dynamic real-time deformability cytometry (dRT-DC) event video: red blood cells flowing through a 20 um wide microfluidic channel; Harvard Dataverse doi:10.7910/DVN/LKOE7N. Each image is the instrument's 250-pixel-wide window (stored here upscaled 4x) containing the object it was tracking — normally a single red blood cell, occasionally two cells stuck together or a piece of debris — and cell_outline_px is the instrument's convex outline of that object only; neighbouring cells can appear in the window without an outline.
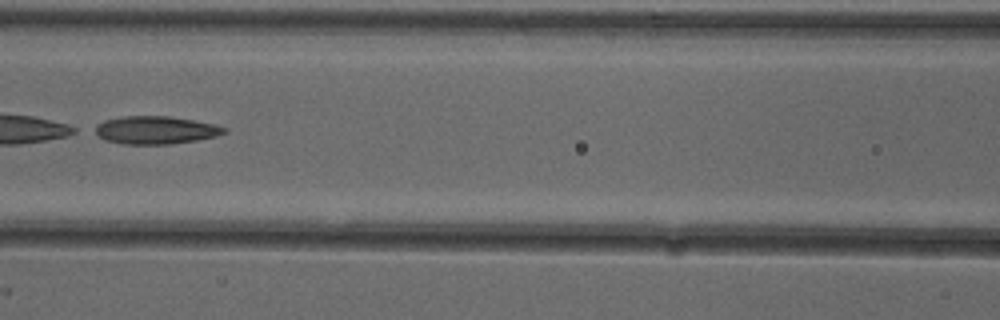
{"species": "common noctule bat (a hibernating species)", "species_latin": "Nyctalus noctula", "temperature_condition": "cold", "stored_images_in_passage": 6, "camera_frame_rate_fps": 3000, "um_per_image_px": 0.085, "animal": {"sex": "female"}, "frame": {"image": 1, "passage_image": 5, "time_ms": 1.333, "image_size_px": [1000, 320], "cell_outline_px": [[228, 132], [216, 136], [196, 140], [172, 144], [124, 144], [104, 140], [92, 132], [88, 128], [104, 120], [124, 116], [168, 116], [216, 124], [228, 128]], "centroid_in_image_um": [13.16, 11.06], "position_along_channel_um": 153.4, "area_um2": 21.39}}
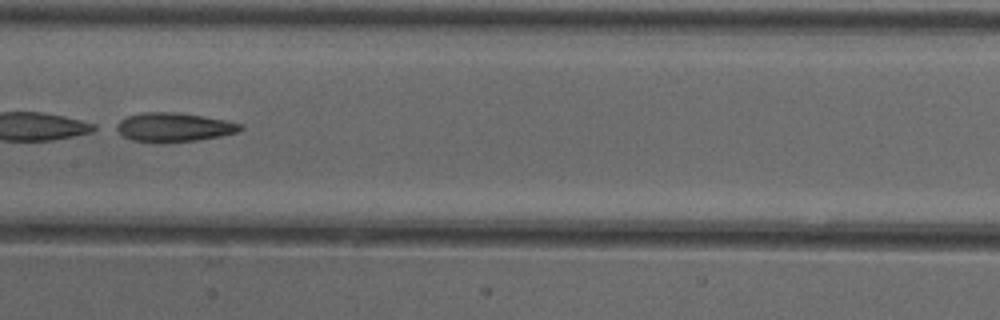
{"frame": {"image": 2, "passage_image": 6, "time_ms": 1.667, "image_size_px": [1000, 320], "cell_outline_px": [[244, 128], [236, 132], [220, 136], [196, 140], [164, 144], [132, 140], [124, 136], [112, 128], [112, 124], [128, 116], [144, 112], [176, 112], [224, 120], [244, 124]], "centroid_in_image_um": [14.7, 10.83], "position_along_channel_um": 192.7, "area_um2": 21.21}}